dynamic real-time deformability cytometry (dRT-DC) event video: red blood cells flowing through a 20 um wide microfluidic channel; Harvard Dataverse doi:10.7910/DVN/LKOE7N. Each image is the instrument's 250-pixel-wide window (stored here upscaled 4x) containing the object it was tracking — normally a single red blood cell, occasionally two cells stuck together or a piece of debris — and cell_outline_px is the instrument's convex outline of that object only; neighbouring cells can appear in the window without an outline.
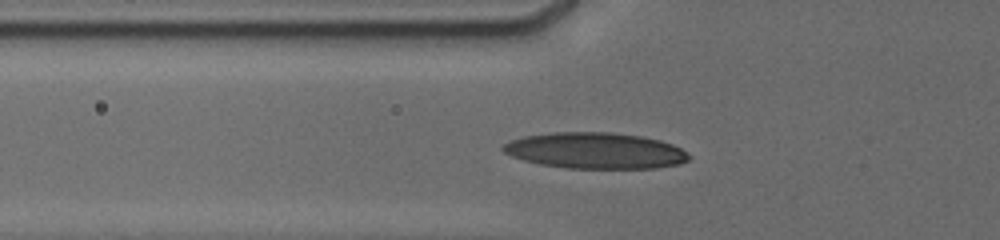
{"species": "human", "species_latin": "Homo sapiens", "temperature_condition": "cold", "stored_images_in_passage": 22, "camera_frame_rate_fps": 3000, "um_per_image_px": 0.085, "donor": {"sex": "male"}, "frame": {"image": 1, "passage_image": 3, "time_ms": 0.333, "image_size_px": [1000, 240], "cell_outline_px": [[692, 156], [688, 160], [680, 164], [656, 168], [564, 168], [540, 164], [524, 160], [512, 156], [504, 152], [500, 148], [508, 140], [524, 136], [552, 132], [612, 132], [640, 136], [660, 140], [672, 144], [688, 152]], "centroid_in_image_um": [50.6, 12.8], "position_along_channel_um": 75.2, "area_um2": 39.3}}
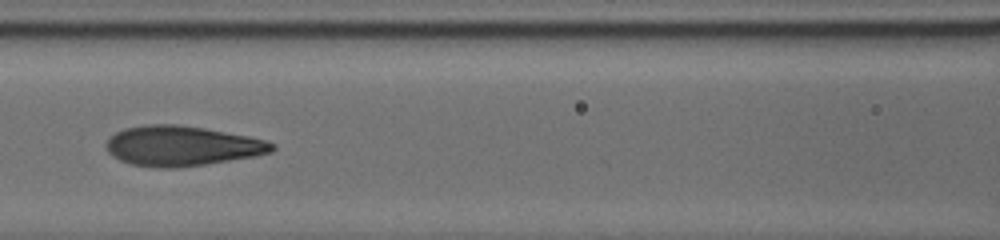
{"frame": {"image": 2, "passage_image": 15, "time_ms": 2.333, "image_size_px": [1000, 240], "cell_outline_px": [[276, 148], [272, 152], [252, 156], [204, 164], [176, 168], [160, 168], [132, 164], [120, 160], [112, 156], [108, 152], [104, 144], [108, 136], [124, 128], [144, 124], [176, 124], [204, 128], [248, 136], [264, 140], [276, 144]], "centroid_in_image_um": [15.4, 12.39], "position_along_channel_um": 151.2, "area_um2": 38.67}}
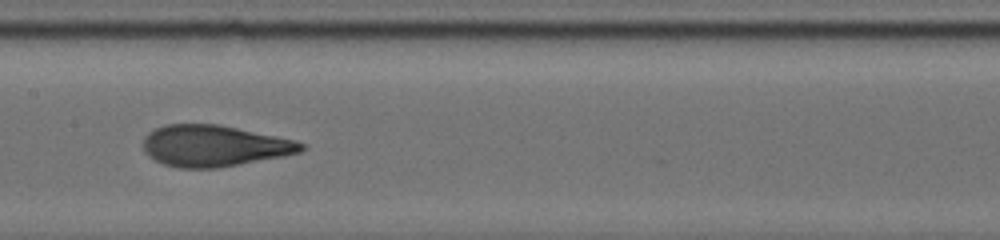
{"frame": {"image": 3, "passage_image": 21, "time_ms": 3.333, "image_size_px": [1000, 240], "cell_outline_px": [[304, 148], [300, 152], [284, 156], [220, 168], [180, 168], [164, 164], [148, 156], [144, 152], [144, 136], [148, 132], [164, 124], [220, 124], [296, 140], [304, 144]], "centroid_in_image_um": [18.2, 12.39], "position_along_channel_um": 189.2, "area_um2": 38.21}}